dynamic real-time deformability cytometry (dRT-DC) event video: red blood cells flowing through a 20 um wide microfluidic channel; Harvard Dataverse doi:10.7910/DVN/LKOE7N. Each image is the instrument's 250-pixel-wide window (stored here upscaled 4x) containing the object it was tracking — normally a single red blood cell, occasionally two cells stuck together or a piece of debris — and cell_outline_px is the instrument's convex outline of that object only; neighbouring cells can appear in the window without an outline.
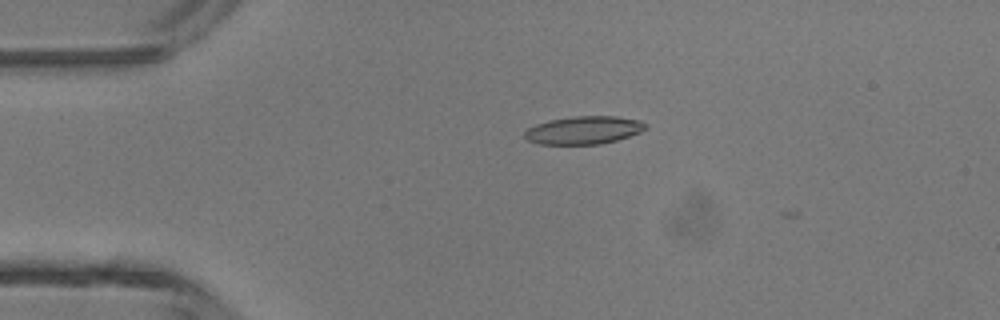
{"species": "common noctule bat (a hibernating species)", "species_latin": "Nyctalus noctula", "temperature_condition": "room temperature", "stored_images_in_passage": 2, "camera_frame_rate_fps": 3000, "um_per_image_px": 0.085, "animal": {"sex": "male", "body_mass_g": 13.3}, "frame": {"image": 1, "passage_image": 1, "time_ms": 0.0, "image_size_px": [1000, 320], "cell_outline_px": [[648, 128], [640, 132], [616, 140], [600, 144], [540, 144], [528, 140], [524, 136], [524, 132], [528, 128], [536, 124], [548, 120], [576, 116], [616, 116], [640, 120], [648, 124]], "centroid_in_image_um": [49.64, 11.05], "position_along_channel_um": 35.4, "area_um2": 19.71}}